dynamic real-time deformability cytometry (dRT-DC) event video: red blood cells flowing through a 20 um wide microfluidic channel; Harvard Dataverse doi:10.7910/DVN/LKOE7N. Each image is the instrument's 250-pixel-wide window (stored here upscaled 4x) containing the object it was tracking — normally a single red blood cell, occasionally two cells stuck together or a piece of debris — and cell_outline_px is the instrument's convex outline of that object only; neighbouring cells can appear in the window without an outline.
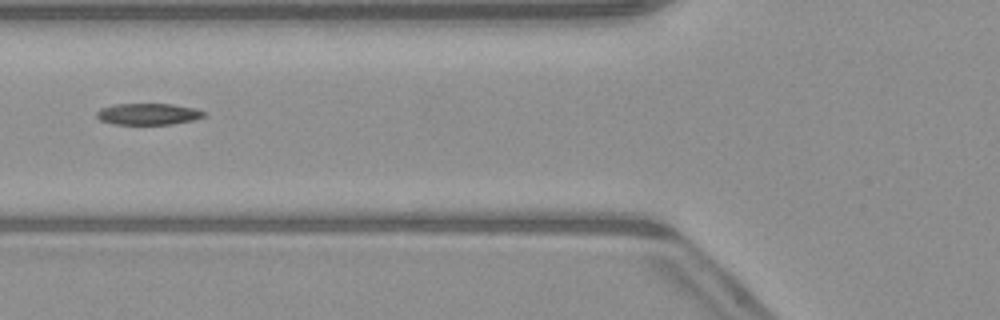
{"species": "common noctule bat (a hibernating species)", "species_latin": "Nyctalus noctula", "temperature_condition": "warm", "stored_images_in_passage": 6, "camera_frame_rate_fps": 3000, "um_per_image_px": 0.085, "animal": {"sex": "male", "body_mass_g": 23.1, "forearm_length_mm": 52.7}, "frame": {"image": 1, "passage_image": 6, "time_ms": 7.333, "image_size_px": [1000, 320], "cell_outline_px": [[204, 116], [192, 120], [172, 124], [112, 124], [100, 120], [96, 116], [96, 112], [100, 108], [116, 104], [172, 104], [196, 108], [204, 112]], "centroid_in_image_um": [12.56, 9.69], "position_along_channel_um": 113.2, "area_um2": 13.35}}